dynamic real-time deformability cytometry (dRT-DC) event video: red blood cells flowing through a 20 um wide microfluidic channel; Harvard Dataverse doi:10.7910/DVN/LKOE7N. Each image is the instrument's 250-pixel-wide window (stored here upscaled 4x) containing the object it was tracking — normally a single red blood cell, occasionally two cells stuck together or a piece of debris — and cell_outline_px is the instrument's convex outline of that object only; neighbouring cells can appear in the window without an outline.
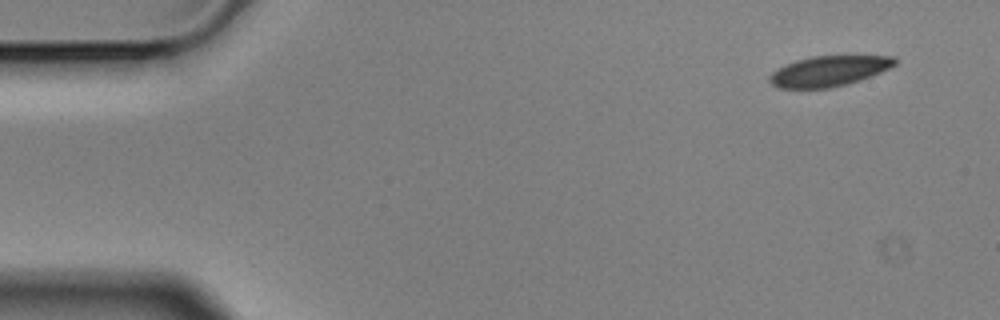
{"species": "Egyptian fruit bat (a non-hibernating species)", "species_latin": "Rousettus aegyptiacus", "temperature_condition": "cold", "stored_images_in_passage": 5, "camera_frame_rate_fps": 3000, "um_per_image_px": 0.085, "animal": {"sex": "male"}, "frame": {"image": 1, "passage_image": 1, "time_ms": 0.0, "image_size_px": [1000, 320], "cell_outline_px": [[896, 64], [872, 76], [848, 84], [828, 88], [776, 88], [768, 80], [768, 76], [772, 72], [784, 64], [796, 60], [812, 56], [896, 56]], "centroid_in_image_um": [70.42, 6.04], "position_along_channel_um": 14.6, "area_um2": 22.25}}
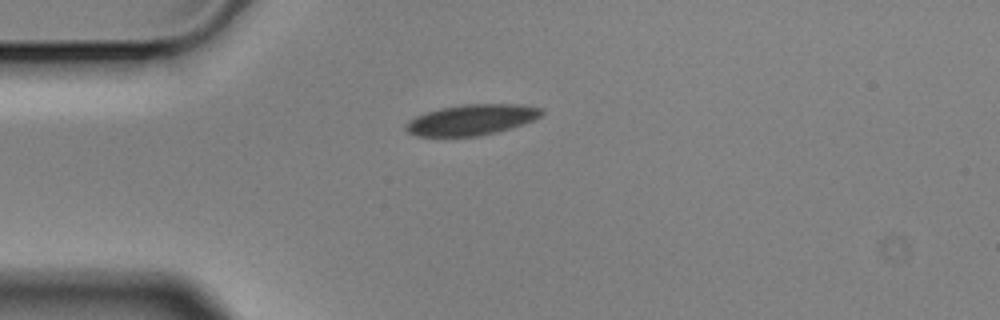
{"frame": {"image": 2, "passage_image": 4, "time_ms": 1.0, "image_size_px": [1000, 320], "cell_outline_px": [[544, 112], [540, 116], [524, 124], [496, 132], [480, 136], [416, 136], [408, 132], [404, 128], [404, 124], [408, 120], [416, 116], [440, 108], [464, 104], [520, 104], [544, 108]], "centroid_in_image_um": [40.09, 10.18], "position_along_channel_um": 44.9, "area_um2": 24.33}}
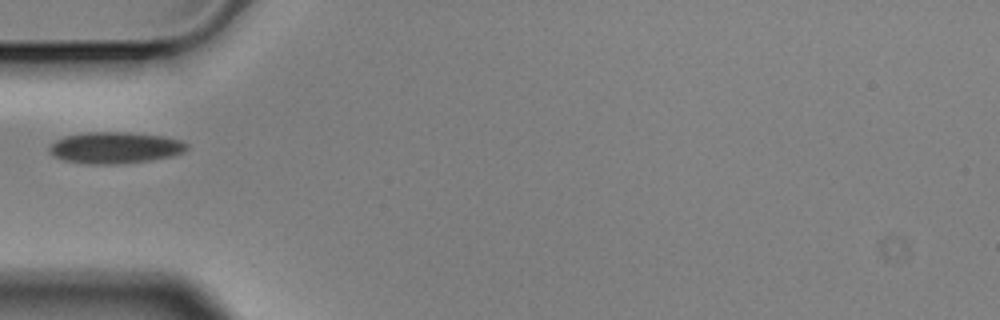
{"frame": {"image": 3, "passage_image": 5, "time_ms": 1.333, "image_size_px": [1000, 320], "cell_outline_px": [[188, 148], [184, 152], [172, 156], [148, 160], [112, 164], [88, 164], [64, 160], [48, 152], [48, 148], [56, 140], [64, 136], [88, 132], [124, 132], [164, 136], [180, 140], [188, 144]], "centroid_in_image_um": [9.78, 12.55], "position_along_channel_um": 75.2, "area_um2": 25.03}}